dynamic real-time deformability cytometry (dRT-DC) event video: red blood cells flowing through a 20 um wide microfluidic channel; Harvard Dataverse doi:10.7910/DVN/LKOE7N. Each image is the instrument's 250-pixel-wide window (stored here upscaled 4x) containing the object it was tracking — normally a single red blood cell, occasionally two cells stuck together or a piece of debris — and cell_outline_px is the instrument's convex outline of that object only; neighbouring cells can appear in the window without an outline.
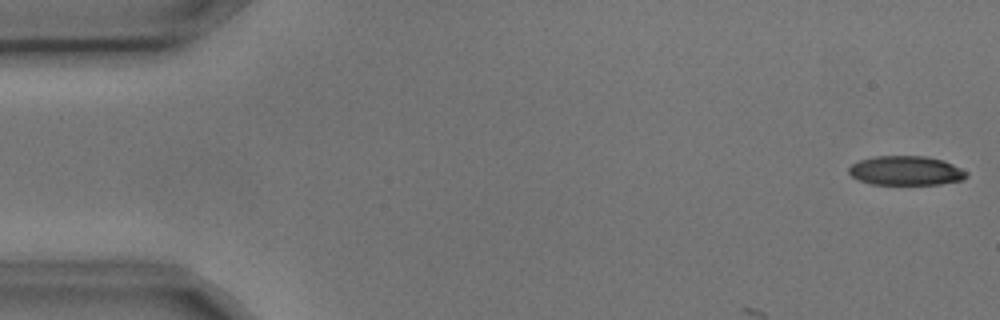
{"species": "common noctule bat (a hibernating species)", "species_latin": "Nyctalus noctula", "temperature_condition": "cold", "stored_images_in_passage": 4, "camera_frame_rate_fps": 3000, "um_per_image_px": 0.085, "animal": {"sex": "male", "body_mass_g": 17.9, "forearm_length_mm": 54.2}, "frame": {"image": 1, "passage_image": 1, "time_ms": 0.0, "image_size_px": [1000, 320], "cell_outline_px": [[968, 176], [964, 180], [940, 184], [872, 184], [860, 180], [852, 176], [848, 172], [848, 168], [852, 164], [860, 160], [876, 156], [924, 156], [944, 160], [968, 172]], "centroid_in_image_um": [77.03, 14.5], "position_along_channel_um": 8.0, "area_um2": 20.06}}
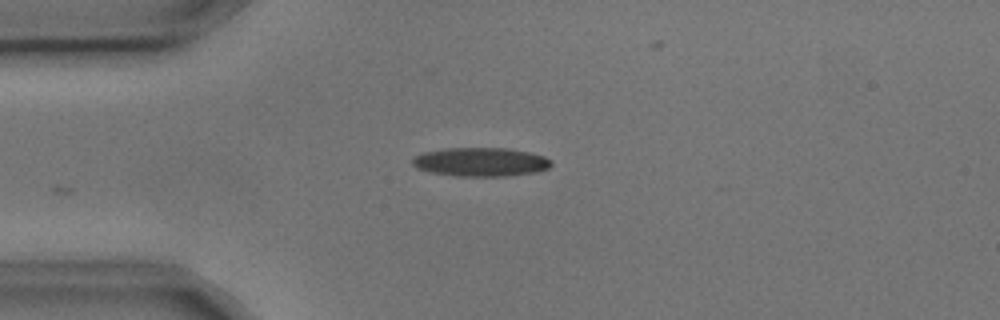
{"frame": {"image": 2, "passage_image": 4, "time_ms": 1.0, "image_size_px": [1000, 320], "cell_outline_px": [[552, 164], [548, 168], [536, 172], [508, 176], [452, 176], [432, 172], [416, 168], [412, 164], [412, 160], [416, 156], [424, 152], [448, 148], [508, 148], [528, 152], [544, 156], [552, 160]], "centroid_in_image_um": [40.88, 13.77], "position_along_channel_um": 44.1, "area_um2": 23.29}}